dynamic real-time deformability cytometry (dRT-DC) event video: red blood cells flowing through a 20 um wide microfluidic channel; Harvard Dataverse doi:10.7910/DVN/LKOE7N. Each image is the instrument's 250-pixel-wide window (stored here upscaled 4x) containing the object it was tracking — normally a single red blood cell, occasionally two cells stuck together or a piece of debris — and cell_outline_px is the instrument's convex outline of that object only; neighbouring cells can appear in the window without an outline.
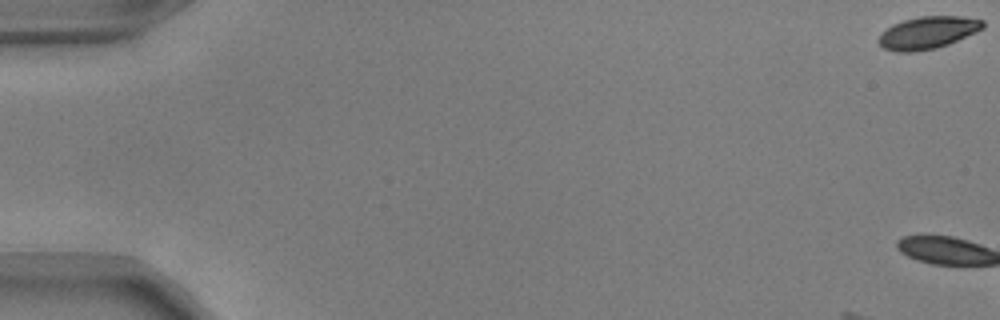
{"species": "common noctule bat (a hibernating species)", "species_latin": "Nyctalus noctula", "temperature_condition": "warm", "stored_images_in_passage": 14, "camera_frame_rate_fps": 3000, "um_per_image_px": 0.085, "animal": {"sex": "male", "body_mass_g": 17.9, "forearm_length_mm": 54.2}, "frame": {"image": 1, "passage_image": 1, "time_ms": 0.0, "image_size_px": [1000, 320], "cell_outline_px": [[984, 28], [976, 32], [948, 44], [936, 48], [912, 52], [896, 52], [884, 48], [876, 40], [892, 24], [904, 20], [920, 16], [960, 16], [984, 20]], "centroid_in_image_um": [78.87, 2.77], "position_along_channel_um": 6.1, "area_um2": 19.54}}